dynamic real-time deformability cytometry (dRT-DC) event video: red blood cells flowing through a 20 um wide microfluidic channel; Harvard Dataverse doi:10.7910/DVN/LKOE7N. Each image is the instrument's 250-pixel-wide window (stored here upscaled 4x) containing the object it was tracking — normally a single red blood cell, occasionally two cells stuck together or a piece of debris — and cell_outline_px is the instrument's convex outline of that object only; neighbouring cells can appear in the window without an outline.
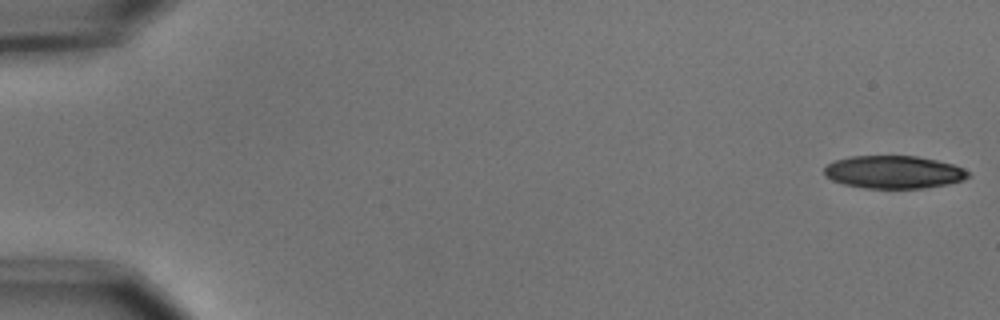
{"species": "common noctule bat (a hibernating species)", "species_latin": "Nyctalus noctula", "temperature_condition": "cold", "stored_images_in_passage": 43, "camera_frame_rate_fps": 3000, "um_per_image_px": 0.085, "animal": {"sex": "male", "body_mass_g": 15.6}, "frame": {"image": 1, "passage_image": 1, "time_ms": 0.0, "image_size_px": [1000, 320], "cell_outline_px": [[972, 176], [964, 180], [948, 184], [924, 188], [864, 188], [844, 184], [832, 180], [824, 176], [824, 168], [828, 164], [836, 160], [852, 156], [916, 156], [936, 160], [952, 164], [964, 168]], "centroid_in_image_um": [75.98, 14.63], "position_along_channel_um": 9.0, "area_um2": 27.57}}
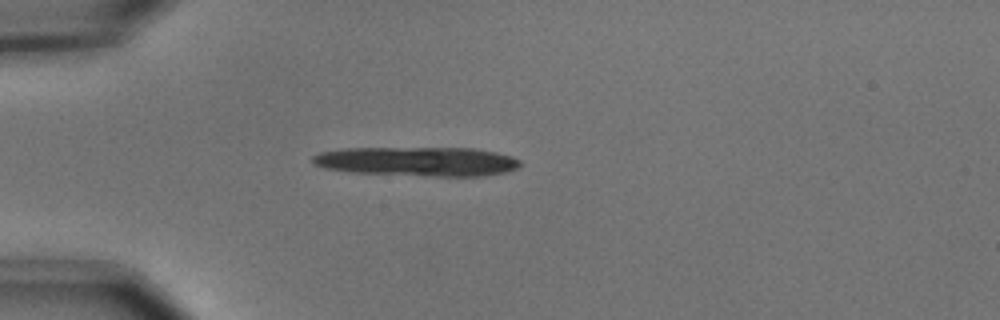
{"frame": {"image": 2, "passage_image": 15, "time_ms": 4.667, "image_size_px": [1000, 320], "cell_outline_px": [[520, 164], [516, 168], [508, 172], [484, 176], [432, 176], [352, 172], [324, 168], [316, 164], [312, 160], [312, 156], [320, 152], [344, 148], [472, 148], [496, 152], [512, 156], [520, 160]], "centroid_in_image_um": [35.52, 13.72], "position_along_channel_um": 49.5, "area_um2": 35.43}, "authors_computed_cell_mechanics": {"area_um2": 20.0566, "velocity_mm_per_s": 3.7025, "shape_relaxation_time_tau1_ms": 2.0436, "shape_relaxation_time_tau2_ms": null, "deformation_change_tau1": 0.1419, "deformation_change_tau2": null}}